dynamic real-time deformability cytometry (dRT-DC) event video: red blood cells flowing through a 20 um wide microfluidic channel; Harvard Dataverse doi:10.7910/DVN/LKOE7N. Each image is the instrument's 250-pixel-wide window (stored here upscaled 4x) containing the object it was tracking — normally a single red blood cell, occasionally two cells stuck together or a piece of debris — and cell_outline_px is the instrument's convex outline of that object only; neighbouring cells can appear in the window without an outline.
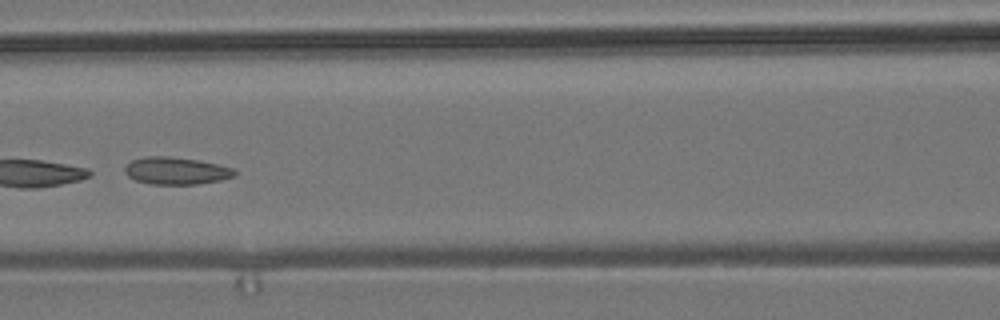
{"species": "common noctule bat (a hibernating species)", "species_latin": "Nyctalus noctula", "temperature_condition": "room temperature", "stored_images_in_passage": 6, "camera_frame_rate_fps": 3000, "um_per_image_px": 0.085, "animal": {"sex": "male", "body_mass_g": 19.2, "forearm_length_mm": 51.8}, "frame": {"image": 1, "passage_image": 3, "time_ms": 2.333, "image_size_px": [1000, 320], "cell_outline_px": [[236, 176], [220, 180], [196, 184], [152, 184], [136, 180], [128, 176], [124, 172], [124, 168], [132, 160], [144, 156], [168, 156], [200, 160], [236, 168]], "centroid_in_image_um": [15.0, 14.51], "position_along_channel_um": 151.6, "area_um2": 17.57}}
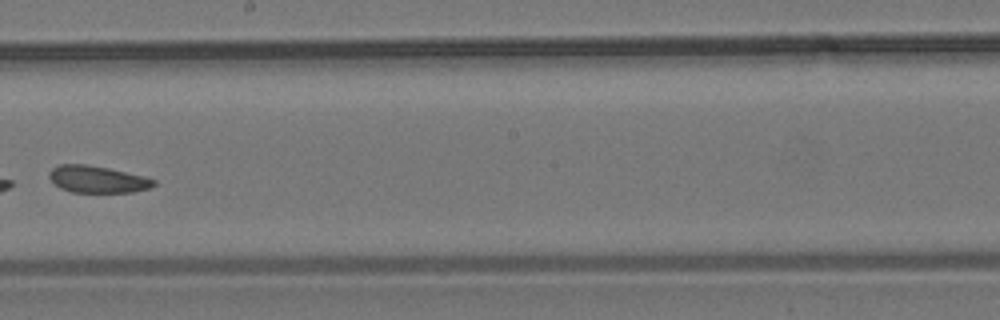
{"frame": {"image": 2, "passage_image": 5, "time_ms": 4.667, "image_size_px": [1000, 320], "cell_outline_px": [[156, 184], [148, 188], [132, 192], [72, 192], [60, 188], [48, 176], [48, 172], [52, 168], [60, 164], [88, 164], [108, 168], [144, 176], [156, 180]], "centroid_in_image_um": [8.27, 15.23], "position_along_channel_um": 239.9, "area_um2": 16.36}}
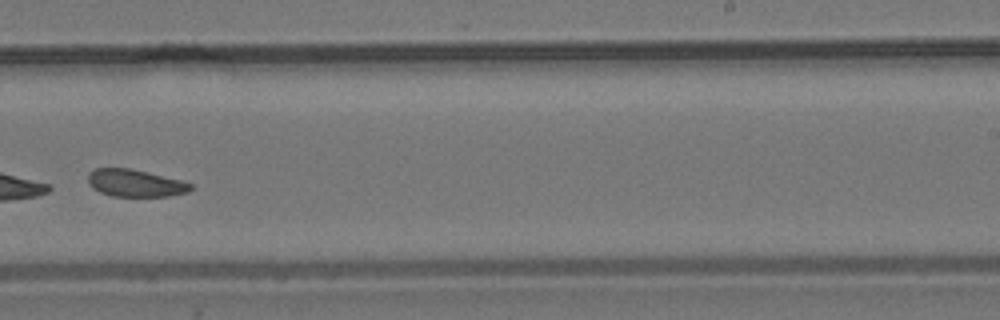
{"frame": {"image": 3, "passage_image": 6, "time_ms": 5.667, "image_size_px": [1000, 320], "cell_outline_px": [[192, 188], [188, 192], [168, 196], [112, 196], [100, 192], [92, 188], [88, 180], [88, 172], [96, 168], [132, 168], [180, 180], [192, 184]], "centroid_in_image_um": [11.47, 15.56], "position_along_channel_um": 277.5, "area_um2": 16.3}}